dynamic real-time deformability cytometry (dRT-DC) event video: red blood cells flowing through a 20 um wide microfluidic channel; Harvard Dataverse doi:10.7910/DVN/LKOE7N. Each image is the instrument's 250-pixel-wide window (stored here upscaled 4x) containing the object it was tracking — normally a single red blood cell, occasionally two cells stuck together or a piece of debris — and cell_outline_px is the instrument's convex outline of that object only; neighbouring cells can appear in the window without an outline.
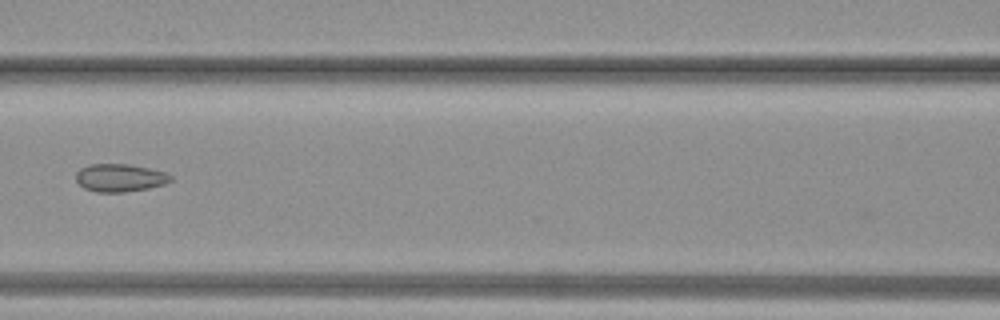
{"species": "common noctule bat (a hibernating species)", "species_latin": "Nyctalus noctula", "temperature_condition": "warm", "stored_images_in_passage": 13, "camera_frame_rate_fps": 3000, "um_per_image_px": 0.085, "animal": {"sex": "female", "body_mass_g": 19.3, "forearm_length_mm": 54.1}, "frame": {"image": 1, "passage_image": 6, "time_ms": 1.667, "image_size_px": [1000, 320], "cell_outline_px": [[172, 180], [164, 184], [148, 188], [124, 192], [96, 192], [84, 188], [76, 180], [76, 172], [80, 168], [88, 164], [128, 164], [148, 168], [164, 172], [172, 176]], "centroid_in_image_um": [10.16, 15.11], "position_along_channel_um": 156.4, "area_um2": 15.32}}
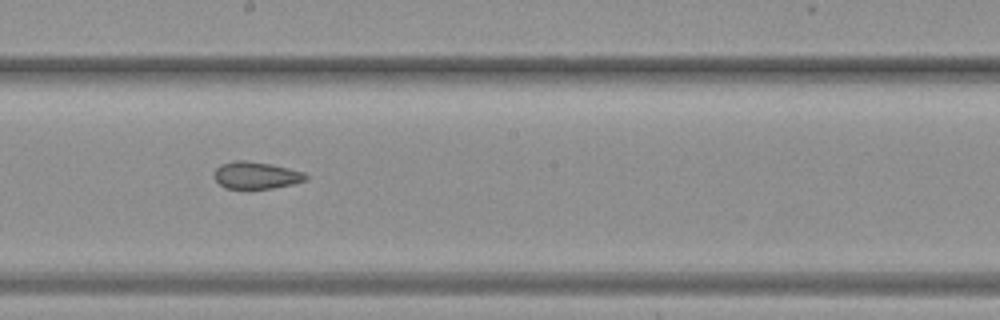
{"frame": {"image": 2, "passage_image": 10, "time_ms": 3.0, "image_size_px": [1000, 320], "cell_outline_px": [[308, 180], [292, 184], [272, 188], [224, 188], [216, 180], [216, 168], [220, 164], [232, 160], [244, 160], [272, 164], [304, 172], [308, 176]], "centroid_in_image_um": [21.79, 14.88], "position_along_channel_um": 226.4, "area_um2": 14.39}}